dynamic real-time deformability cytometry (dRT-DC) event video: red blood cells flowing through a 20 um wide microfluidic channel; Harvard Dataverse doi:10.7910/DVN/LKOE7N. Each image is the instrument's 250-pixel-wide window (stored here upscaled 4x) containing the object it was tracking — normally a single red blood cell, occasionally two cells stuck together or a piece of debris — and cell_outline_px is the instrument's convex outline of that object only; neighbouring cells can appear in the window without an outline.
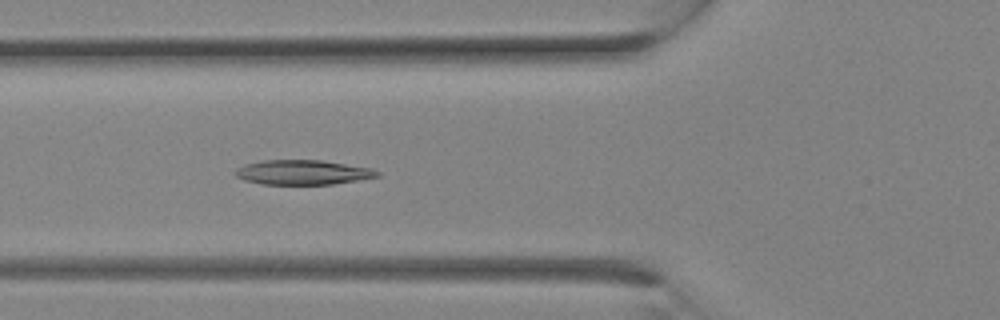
{"species": "Egyptian fruit bat (a non-hibernating species)", "species_latin": "Rousettus aegyptiacus", "temperature_condition": "room temperature", "stored_images_in_passage": 10, "camera_frame_rate_fps": 3000, "um_per_image_px": 0.085, "animal": {"sex": "female"}, "frame": {"image": 1, "passage_image": 10, "time_ms": 3.0, "image_size_px": [1000, 320], "cell_outline_px": [[380, 176], [332, 184], [260, 184], [244, 180], [236, 176], [236, 168], [244, 164], [260, 160], [320, 160], [372, 168], [380, 172]], "centroid_in_image_um": [25.71, 14.64], "position_along_channel_um": 100.1, "area_um2": 20.35}}